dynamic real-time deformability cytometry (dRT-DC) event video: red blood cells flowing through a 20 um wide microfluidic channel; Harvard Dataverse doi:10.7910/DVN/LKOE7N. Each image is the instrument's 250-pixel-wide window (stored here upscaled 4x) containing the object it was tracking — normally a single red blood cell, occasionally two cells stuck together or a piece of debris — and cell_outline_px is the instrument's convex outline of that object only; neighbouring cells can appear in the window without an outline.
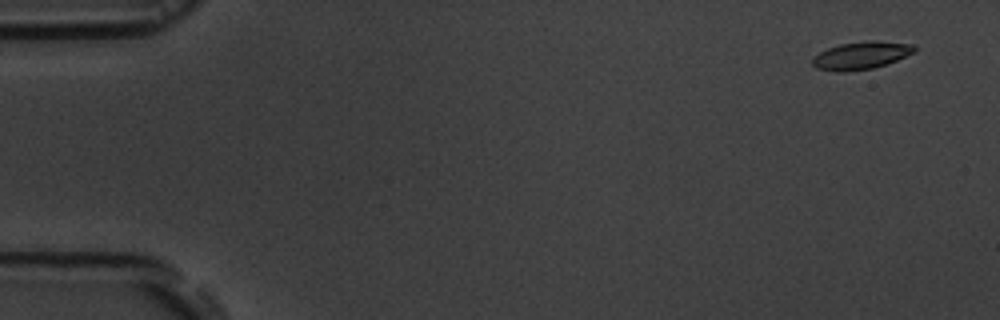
{"species": "common noctule bat (a hibernating species)", "species_latin": "Nyctalus noctula", "temperature_condition": "room temperature", "stored_images_in_passage": 5, "camera_frame_rate_fps": 3000, "um_per_image_px": 0.085, "animal": {"sex": "male", "body_mass_g": 19.5, "forearm_length_mm": 54.6}, "frame": {"image": 1, "passage_image": 1, "time_ms": 0.0, "image_size_px": [1000, 320], "cell_outline_px": [[916, 52], [896, 60], [872, 68], [844, 72], [836, 72], [816, 68], [812, 64], [812, 56], [828, 48], [840, 44], [868, 40], [876, 40], [912, 44], [916, 48]], "centroid_in_image_um": [73.17, 4.71], "position_along_channel_um": 11.8, "area_um2": 16.47}}